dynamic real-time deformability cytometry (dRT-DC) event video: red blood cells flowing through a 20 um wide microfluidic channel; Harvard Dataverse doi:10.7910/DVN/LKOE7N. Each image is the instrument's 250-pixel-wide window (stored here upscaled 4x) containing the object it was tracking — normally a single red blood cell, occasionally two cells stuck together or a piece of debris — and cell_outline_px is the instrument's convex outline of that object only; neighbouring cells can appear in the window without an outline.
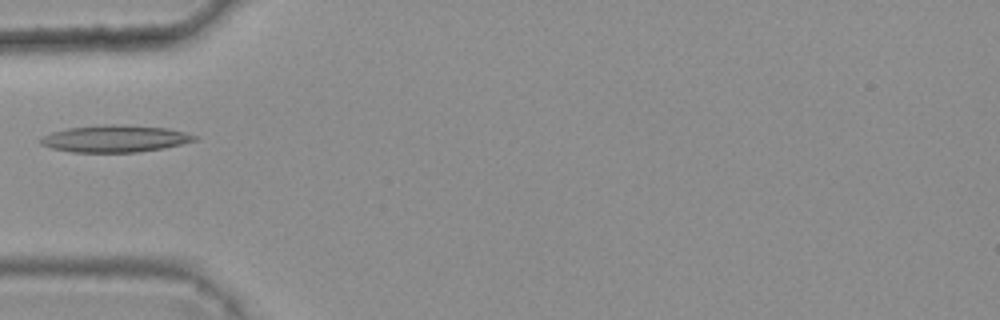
{"species": "common noctule bat (a hibernating species)", "species_latin": "Nyctalus noctula", "temperature_condition": "warm", "stored_images_in_passage": 5, "camera_frame_rate_fps": 3000, "um_per_image_px": 0.085, "animal": {"sex": "female", "body_mass_g": 25.1}, "frame": {"image": 1, "passage_image": 4, "time_ms": 1.0, "image_size_px": [1000, 320], "cell_outline_px": [[196, 140], [164, 148], [136, 152], [72, 152], [52, 148], [40, 144], [40, 140], [44, 136], [52, 132], [68, 128], [104, 124], [112, 124], [168, 128], [184, 132], [196, 136]], "centroid_in_image_um": [9.76, 11.78], "position_along_channel_um": 75.2, "area_um2": 23.93}}
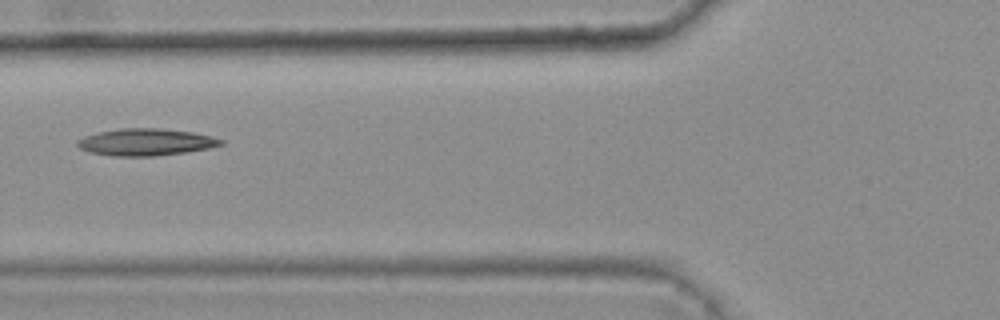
{"frame": {"image": 2, "passage_image": 5, "time_ms": 1.333, "image_size_px": [1000, 320], "cell_outline_px": [[224, 144], [208, 148], [184, 152], [152, 156], [112, 156], [92, 152], [80, 148], [76, 144], [76, 140], [84, 136], [96, 132], [120, 128], [160, 128], [192, 132], [212, 136], [224, 140]], "centroid_in_image_um": [12.38, 12.07], "position_along_channel_um": 113.4, "area_um2": 22.54}}